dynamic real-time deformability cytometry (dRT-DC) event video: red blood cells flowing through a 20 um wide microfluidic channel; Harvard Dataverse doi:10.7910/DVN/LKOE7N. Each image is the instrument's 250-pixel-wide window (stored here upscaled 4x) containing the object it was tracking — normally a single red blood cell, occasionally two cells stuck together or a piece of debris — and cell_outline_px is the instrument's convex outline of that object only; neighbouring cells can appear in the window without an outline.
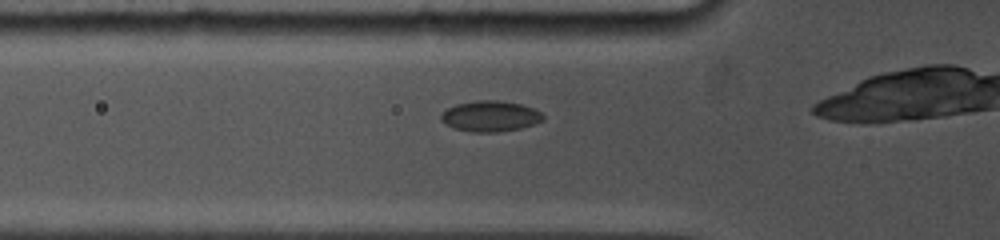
{"species": "common noctule bat (a hibernating species)", "species_latin": "Nyctalus noctula", "temperature_condition": "cold", "stored_images_in_passage": 6, "camera_frame_rate_fps": 5000, "um_per_image_px": 0.085, "animal": {"sex": "female", "body_mass_g": 19.0, "forearm_length_mm": 53.3}, "frame": {"image": 1, "passage_image": 5, "time_ms": 1.6, "image_size_px": [1000, 240], "cell_outline_px": [[544, 120], [536, 124], [520, 128], [496, 132], [472, 132], [452, 128], [440, 120], [440, 116], [448, 108], [456, 104], [476, 100], [500, 100], [520, 104], [532, 108], [540, 112], [544, 116]], "centroid_in_image_um": [41.67, 9.88], "position_along_channel_um": 84.1, "area_um2": 18.32}}